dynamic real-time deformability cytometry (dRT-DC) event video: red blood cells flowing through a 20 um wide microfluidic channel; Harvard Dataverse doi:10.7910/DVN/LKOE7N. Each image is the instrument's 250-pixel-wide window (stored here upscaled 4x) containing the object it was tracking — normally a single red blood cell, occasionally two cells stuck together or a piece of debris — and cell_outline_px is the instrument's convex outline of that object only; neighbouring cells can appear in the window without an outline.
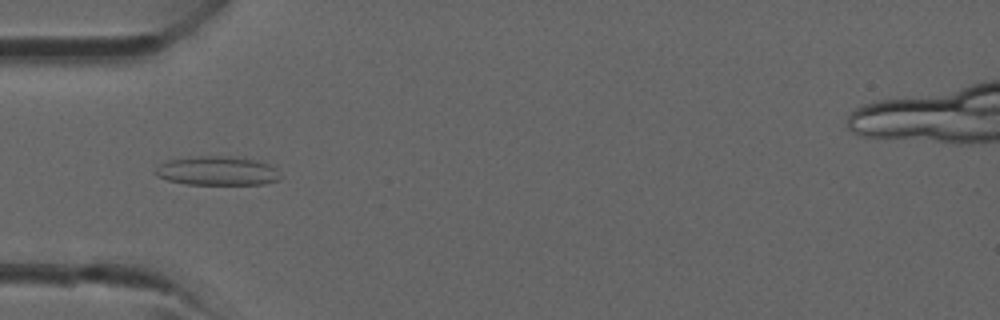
{"species": "common noctule bat (a hibernating species)", "species_latin": "Nyctalus noctula", "temperature_condition": "room temperature", "stored_images_in_passage": 32, "camera_frame_rate_fps": 3000, "um_per_image_px": 0.085, "animal": {"sex": "male", "forearm_length_mm": 52.5}, "frame": {"image": 1, "passage_image": 6, "time_ms": 1.667, "image_size_px": [1000, 320], "cell_outline_px": [[280, 176], [276, 180], [264, 184], [188, 184], [168, 180], [156, 176], [152, 172], [160, 164], [168, 160], [196, 156], [236, 156], [256, 160], [268, 164], [276, 168]], "centroid_in_image_um": [18.43, 14.51], "position_along_channel_um": 66.6, "area_um2": 21.15}}
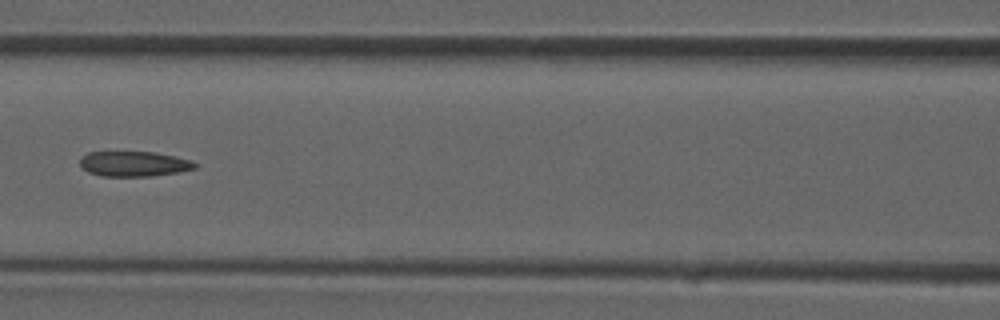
{"frame": {"image": 2, "passage_image": 11, "time_ms": 3.333, "image_size_px": [1000, 320], "cell_outline_px": [[196, 168], [176, 172], [152, 176], [100, 176], [88, 172], [80, 168], [80, 156], [88, 152], [152, 152], [192, 160], [196, 164]], "centroid_in_image_um": [11.31, 13.93], "position_along_channel_um": 155.3, "area_um2": 16.82}}
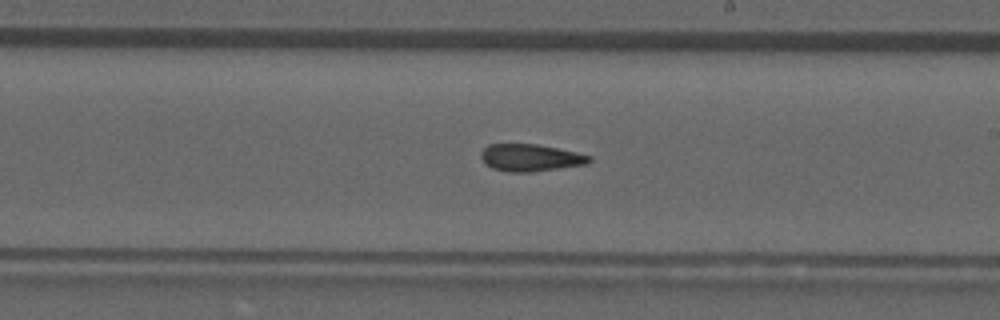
{"frame": {"image": 3, "passage_image": 16, "time_ms": 5.0, "image_size_px": [1000, 320], "cell_outline_px": [[592, 160], [588, 164], [532, 172], [508, 172], [492, 168], [484, 164], [480, 156], [480, 152], [488, 144], [536, 144], [576, 152], [592, 156]], "centroid_in_image_um": [45.07, 13.41], "position_along_channel_um": 243.9, "area_um2": 17.28}}